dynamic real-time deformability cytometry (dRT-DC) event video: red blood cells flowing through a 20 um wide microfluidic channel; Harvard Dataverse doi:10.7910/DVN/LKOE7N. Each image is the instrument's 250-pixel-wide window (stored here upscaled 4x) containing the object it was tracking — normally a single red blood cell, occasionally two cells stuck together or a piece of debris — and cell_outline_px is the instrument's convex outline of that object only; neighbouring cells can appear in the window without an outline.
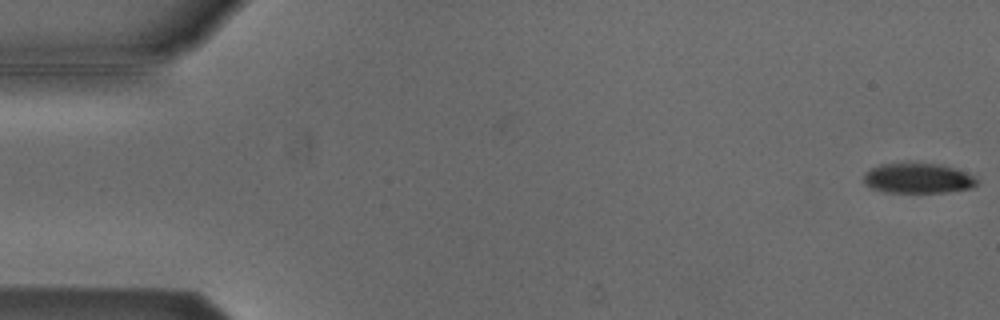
{"species": "Egyptian fruit bat (a non-hibernating species)", "species_latin": "Rousettus aegyptiacus", "temperature_condition": "cold", "stored_images_in_passage": 5, "camera_frame_rate_fps": 3000, "um_per_image_px": 0.085, "animal": {"sex": "male"}, "frame": {"image": 1, "passage_image": 1, "time_ms": 0.0, "image_size_px": [1000, 320], "cell_outline_px": [[980, 184], [976, 188], [948, 192], [884, 192], [868, 188], [864, 184], [864, 172], [868, 168], [880, 164], [908, 160], [940, 164], [956, 168], [976, 176], [980, 180]], "centroid_in_image_um": [78.04, 15.11], "position_along_channel_um": 7.0, "area_um2": 21.21}}